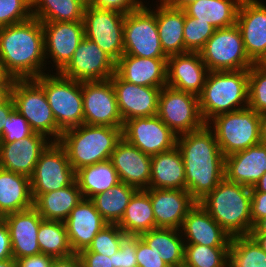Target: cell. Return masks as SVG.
<instances>
[{
    "label": "cell",
    "mask_w": 266,
    "mask_h": 267,
    "mask_svg": "<svg viewBox=\"0 0 266 267\" xmlns=\"http://www.w3.org/2000/svg\"><path fill=\"white\" fill-rule=\"evenodd\" d=\"M185 167L186 190L199 202L225 178V156L210 125L177 136Z\"/></svg>",
    "instance_id": "obj_1"
},
{
    "label": "cell",
    "mask_w": 266,
    "mask_h": 267,
    "mask_svg": "<svg viewBox=\"0 0 266 267\" xmlns=\"http://www.w3.org/2000/svg\"><path fill=\"white\" fill-rule=\"evenodd\" d=\"M42 22L31 19L0 28V61L13 79H35L45 74Z\"/></svg>",
    "instance_id": "obj_2"
},
{
    "label": "cell",
    "mask_w": 266,
    "mask_h": 267,
    "mask_svg": "<svg viewBox=\"0 0 266 267\" xmlns=\"http://www.w3.org/2000/svg\"><path fill=\"white\" fill-rule=\"evenodd\" d=\"M230 236H247L252 230L251 188L224 178L198 202Z\"/></svg>",
    "instance_id": "obj_3"
},
{
    "label": "cell",
    "mask_w": 266,
    "mask_h": 267,
    "mask_svg": "<svg viewBox=\"0 0 266 267\" xmlns=\"http://www.w3.org/2000/svg\"><path fill=\"white\" fill-rule=\"evenodd\" d=\"M123 127L87 125L65 130L58 143L66 150L75 173L86 166L110 159L122 139Z\"/></svg>",
    "instance_id": "obj_4"
},
{
    "label": "cell",
    "mask_w": 266,
    "mask_h": 267,
    "mask_svg": "<svg viewBox=\"0 0 266 267\" xmlns=\"http://www.w3.org/2000/svg\"><path fill=\"white\" fill-rule=\"evenodd\" d=\"M248 88L249 69L209 71L198 96L204 122L207 124L219 114L248 107Z\"/></svg>",
    "instance_id": "obj_5"
},
{
    "label": "cell",
    "mask_w": 266,
    "mask_h": 267,
    "mask_svg": "<svg viewBox=\"0 0 266 267\" xmlns=\"http://www.w3.org/2000/svg\"><path fill=\"white\" fill-rule=\"evenodd\" d=\"M211 129L226 157L261 143V114L249 107L215 116ZM213 122V123H212Z\"/></svg>",
    "instance_id": "obj_6"
},
{
    "label": "cell",
    "mask_w": 266,
    "mask_h": 267,
    "mask_svg": "<svg viewBox=\"0 0 266 267\" xmlns=\"http://www.w3.org/2000/svg\"><path fill=\"white\" fill-rule=\"evenodd\" d=\"M35 80L43 87L58 128L65 130L83 124L82 82L61 75L42 74Z\"/></svg>",
    "instance_id": "obj_7"
},
{
    "label": "cell",
    "mask_w": 266,
    "mask_h": 267,
    "mask_svg": "<svg viewBox=\"0 0 266 267\" xmlns=\"http://www.w3.org/2000/svg\"><path fill=\"white\" fill-rule=\"evenodd\" d=\"M11 97L14 108L34 132L54 137L53 142L60 140L62 131L58 128L43 87L35 79H14Z\"/></svg>",
    "instance_id": "obj_8"
},
{
    "label": "cell",
    "mask_w": 266,
    "mask_h": 267,
    "mask_svg": "<svg viewBox=\"0 0 266 267\" xmlns=\"http://www.w3.org/2000/svg\"><path fill=\"white\" fill-rule=\"evenodd\" d=\"M199 54L209 71H238L254 64L246 53L236 24L216 29Z\"/></svg>",
    "instance_id": "obj_9"
},
{
    "label": "cell",
    "mask_w": 266,
    "mask_h": 267,
    "mask_svg": "<svg viewBox=\"0 0 266 267\" xmlns=\"http://www.w3.org/2000/svg\"><path fill=\"white\" fill-rule=\"evenodd\" d=\"M142 5L125 14L123 28V55L144 58H168L161 47L155 11Z\"/></svg>",
    "instance_id": "obj_10"
},
{
    "label": "cell",
    "mask_w": 266,
    "mask_h": 267,
    "mask_svg": "<svg viewBox=\"0 0 266 267\" xmlns=\"http://www.w3.org/2000/svg\"><path fill=\"white\" fill-rule=\"evenodd\" d=\"M157 116L177 135L196 131L206 124L200 113L199 97L169 86L161 89Z\"/></svg>",
    "instance_id": "obj_11"
},
{
    "label": "cell",
    "mask_w": 266,
    "mask_h": 267,
    "mask_svg": "<svg viewBox=\"0 0 266 267\" xmlns=\"http://www.w3.org/2000/svg\"><path fill=\"white\" fill-rule=\"evenodd\" d=\"M75 180L76 173L68 160L66 150L58 142H52L40 155L30 177L33 201L40 194L57 191L71 185Z\"/></svg>",
    "instance_id": "obj_12"
},
{
    "label": "cell",
    "mask_w": 266,
    "mask_h": 267,
    "mask_svg": "<svg viewBox=\"0 0 266 267\" xmlns=\"http://www.w3.org/2000/svg\"><path fill=\"white\" fill-rule=\"evenodd\" d=\"M125 14L113 10L85 7L84 34L95 42L115 62L123 55V28Z\"/></svg>",
    "instance_id": "obj_13"
},
{
    "label": "cell",
    "mask_w": 266,
    "mask_h": 267,
    "mask_svg": "<svg viewBox=\"0 0 266 267\" xmlns=\"http://www.w3.org/2000/svg\"><path fill=\"white\" fill-rule=\"evenodd\" d=\"M83 123L123 127L116 94L110 79L82 82Z\"/></svg>",
    "instance_id": "obj_14"
},
{
    "label": "cell",
    "mask_w": 266,
    "mask_h": 267,
    "mask_svg": "<svg viewBox=\"0 0 266 267\" xmlns=\"http://www.w3.org/2000/svg\"><path fill=\"white\" fill-rule=\"evenodd\" d=\"M177 136L157 115L127 120L122 129V138L151 157L174 148Z\"/></svg>",
    "instance_id": "obj_15"
},
{
    "label": "cell",
    "mask_w": 266,
    "mask_h": 267,
    "mask_svg": "<svg viewBox=\"0 0 266 267\" xmlns=\"http://www.w3.org/2000/svg\"><path fill=\"white\" fill-rule=\"evenodd\" d=\"M116 72V62L95 42L84 37L72 59L59 72L75 81H102L110 79Z\"/></svg>",
    "instance_id": "obj_16"
},
{
    "label": "cell",
    "mask_w": 266,
    "mask_h": 267,
    "mask_svg": "<svg viewBox=\"0 0 266 267\" xmlns=\"http://www.w3.org/2000/svg\"><path fill=\"white\" fill-rule=\"evenodd\" d=\"M118 109L125 123L137 117H152L158 113L159 95L163 87L139 86L124 81L116 72L110 78Z\"/></svg>",
    "instance_id": "obj_17"
},
{
    "label": "cell",
    "mask_w": 266,
    "mask_h": 267,
    "mask_svg": "<svg viewBox=\"0 0 266 267\" xmlns=\"http://www.w3.org/2000/svg\"><path fill=\"white\" fill-rule=\"evenodd\" d=\"M236 25L248 57L262 63L266 58V5L259 0H241Z\"/></svg>",
    "instance_id": "obj_18"
},
{
    "label": "cell",
    "mask_w": 266,
    "mask_h": 267,
    "mask_svg": "<svg viewBox=\"0 0 266 267\" xmlns=\"http://www.w3.org/2000/svg\"><path fill=\"white\" fill-rule=\"evenodd\" d=\"M42 27L45 57H50L56 66V72H60L72 59L75 50L85 37L84 24L83 22H42Z\"/></svg>",
    "instance_id": "obj_19"
},
{
    "label": "cell",
    "mask_w": 266,
    "mask_h": 267,
    "mask_svg": "<svg viewBox=\"0 0 266 267\" xmlns=\"http://www.w3.org/2000/svg\"><path fill=\"white\" fill-rule=\"evenodd\" d=\"M47 139V136L33 132L21 141L0 143V168L31 177L40 155L53 142L51 138Z\"/></svg>",
    "instance_id": "obj_20"
},
{
    "label": "cell",
    "mask_w": 266,
    "mask_h": 267,
    "mask_svg": "<svg viewBox=\"0 0 266 267\" xmlns=\"http://www.w3.org/2000/svg\"><path fill=\"white\" fill-rule=\"evenodd\" d=\"M155 217V228L180 230L197 201L187 190L147 188Z\"/></svg>",
    "instance_id": "obj_21"
},
{
    "label": "cell",
    "mask_w": 266,
    "mask_h": 267,
    "mask_svg": "<svg viewBox=\"0 0 266 267\" xmlns=\"http://www.w3.org/2000/svg\"><path fill=\"white\" fill-rule=\"evenodd\" d=\"M208 72L199 52L171 55L167 59L166 86L199 96Z\"/></svg>",
    "instance_id": "obj_22"
},
{
    "label": "cell",
    "mask_w": 266,
    "mask_h": 267,
    "mask_svg": "<svg viewBox=\"0 0 266 267\" xmlns=\"http://www.w3.org/2000/svg\"><path fill=\"white\" fill-rule=\"evenodd\" d=\"M110 161L120 181L138 190L149 188L151 178V156L122 138L115 146Z\"/></svg>",
    "instance_id": "obj_23"
},
{
    "label": "cell",
    "mask_w": 266,
    "mask_h": 267,
    "mask_svg": "<svg viewBox=\"0 0 266 267\" xmlns=\"http://www.w3.org/2000/svg\"><path fill=\"white\" fill-rule=\"evenodd\" d=\"M2 219L10 233L12 256L15 260L41 253L37 234L43 218L34 207L7 214Z\"/></svg>",
    "instance_id": "obj_24"
},
{
    "label": "cell",
    "mask_w": 266,
    "mask_h": 267,
    "mask_svg": "<svg viewBox=\"0 0 266 267\" xmlns=\"http://www.w3.org/2000/svg\"><path fill=\"white\" fill-rule=\"evenodd\" d=\"M73 253L88 249L96 234L108 223L90 199L83 198L64 221Z\"/></svg>",
    "instance_id": "obj_25"
},
{
    "label": "cell",
    "mask_w": 266,
    "mask_h": 267,
    "mask_svg": "<svg viewBox=\"0 0 266 267\" xmlns=\"http://www.w3.org/2000/svg\"><path fill=\"white\" fill-rule=\"evenodd\" d=\"M180 229L181 235L187 239L184 240V244L229 247L231 242V236L198 202L187 213Z\"/></svg>",
    "instance_id": "obj_26"
},
{
    "label": "cell",
    "mask_w": 266,
    "mask_h": 267,
    "mask_svg": "<svg viewBox=\"0 0 266 267\" xmlns=\"http://www.w3.org/2000/svg\"><path fill=\"white\" fill-rule=\"evenodd\" d=\"M266 172V145L247 148L225 157V178L234 183L254 187Z\"/></svg>",
    "instance_id": "obj_27"
},
{
    "label": "cell",
    "mask_w": 266,
    "mask_h": 267,
    "mask_svg": "<svg viewBox=\"0 0 266 267\" xmlns=\"http://www.w3.org/2000/svg\"><path fill=\"white\" fill-rule=\"evenodd\" d=\"M168 58H144L122 55L116 62V73L139 86L164 87L167 82Z\"/></svg>",
    "instance_id": "obj_28"
},
{
    "label": "cell",
    "mask_w": 266,
    "mask_h": 267,
    "mask_svg": "<svg viewBox=\"0 0 266 267\" xmlns=\"http://www.w3.org/2000/svg\"><path fill=\"white\" fill-rule=\"evenodd\" d=\"M149 188L186 190V175L177 146L151 157Z\"/></svg>",
    "instance_id": "obj_29"
},
{
    "label": "cell",
    "mask_w": 266,
    "mask_h": 267,
    "mask_svg": "<svg viewBox=\"0 0 266 267\" xmlns=\"http://www.w3.org/2000/svg\"><path fill=\"white\" fill-rule=\"evenodd\" d=\"M33 207L30 177L0 168V216Z\"/></svg>",
    "instance_id": "obj_30"
},
{
    "label": "cell",
    "mask_w": 266,
    "mask_h": 267,
    "mask_svg": "<svg viewBox=\"0 0 266 267\" xmlns=\"http://www.w3.org/2000/svg\"><path fill=\"white\" fill-rule=\"evenodd\" d=\"M156 23L164 53L167 56L185 53L184 9L173 8L160 3L156 9Z\"/></svg>",
    "instance_id": "obj_31"
},
{
    "label": "cell",
    "mask_w": 266,
    "mask_h": 267,
    "mask_svg": "<svg viewBox=\"0 0 266 267\" xmlns=\"http://www.w3.org/2000/svg\"><path fill=\"white\" fill-rule=\"evenodd\" d=\"M82 192L75 180L71 185L57 191L40 194L34 201L33 207L46 220L65 221L71 210L83 200Z\"/></svg>",
    "instance_id": "obj_32"
},
{
    "label": "cell",
    "mask_w": 266,
    "mask_h": 267,
    "mask_svg": "<svg viewBox=\"0 0 266 267\" xmlns=\"http://www.w3.org/2000/svg\"><path fill=\"white\" fill-rule=\"evenodd\" d=\"M117 225L126 235L133 236L155 229L152 203L146 189L137 190L133 194Z\"/></svg>",
    "instance_id": "obj_33"
},
{
    "label": "cell",
    "mask_w": 266,
    "mask_h": 267,
    "mask_svg": "<svg viewBox=\"0 0 266 267\" xmlns=\"http://www.w3.org/2000/svg\"><path fill=\"white\" fill-rule=\"evenodd\" d=\"M241 0H197L188 4L185 13L197 21L209 22L216 29L236 24Z\"/></svg>",
    "instance_id": "obj_34"
},
{
    "label": "cell",
    "mask_w": 266,
    "mask_h": 267,
    "mask_svg": "<svg viewBox=\"0 0 266 267\" xmlns=\"http://www.w3.org/2000/svg\"><path fill=\"white\" fill-rule=\"evenodd\" d=\"M76 181L86 199H91L121 182L110 159L79 169L76 172Z\"/></svg>",
    "instance_id": "obj_35"
},
{
    "label": "cell",
    "mask_w": 266,
    "mask_h": 267,
    "mask_svg": "<svg viewBox=\"0 0 266 267\" xmlns=\"http://www.w3.org/2000/svg\"><path fill=\"white\" fill-rule=\"evenodd\" d=\"M178 229L155 228L140 235L151 249L158 250L160 257L169 267L184 263V239ZM183 239V240H182Z\"/></svg>",
    "instance_id": "obj_36"
},
{
    "label": "cell",
    "mask_w": 266,
    "mask_h": 267,
    "mask_svg": "<svg viewBox=\"0 0 266 267\" xmlns=\"http://www.w3.org/2000/svg\"><path fill=\"white\" fill-rule=\"evenodd\" d=\"M137 190L134 186L119 182L107 191L93 196L90 200L108 224H117Z\"/></svg>",
    "instance_id": "obj_37"
},
{
    "label": "cell",
    "mask_w": 266,
    "mask_h": 267,
    "mask_svg": "<svg viewBox=\"0 0 266 267\" xmlns=\"http://www.w3.org/2000/svg\"><path fill=\"white\" fill-rule=\"evenodd\" d=\"M84 8L77 0H32V16L41 22H83Z\"/></svg>",
    "instance_id": "obj_38"
},
{
    "label": "cell",
    "mask_w": 266,
    "mask_h": 267,
    "mask_svg": "<svg viewBox=\"0 0 266 267\" xmlns=\"http://www.w3.org/2000/svg\"><path fill=\"white\" fill-rule=\"evenodd\" d=\"M37 240L41 253L53 258H62L74 254L63 221L43 219L39 226Z\"/></svg>",
    "instance_id": "obj_39"
},
{
    "label": "cell",
    "mask_w": 266,
    "mask_h": 267,
    "mask_svg": "<svg viewBox=\"0 0 266 267\" xmlns=\"http://www.w3.org/2000/svg\"><path fill=\"white\" fill-rule=\"evenodd\" d=\"M228 267H266V252L250 235L232 237Z\"/></svg>",
    "instance_id": "obj_40"
},
{
    "label": "cell",
    "mask_w": 266,
    "mask_h": 267,
    "mask_svg": "<svg viewBox=\"0 0 266 267\" xmlns=\"http://www.w3.org/2000/svg\"><path fill=\"white\" fill-rule=\"evenodd\" d=\"M229 247L184 245V265L187 267H228Z\"/></svg>",
    "instance_id": "obj_41"
},
{
    "label": "cell",
    "mask_w": 266,
    "mask_h": 267,
    "mask_svg": "<svg viewBox=\"0 0 266 267\" xmlns=\"http://www.w3.org/2000/svg\"><path fill=\"white\" fill-rule=\"evenodd\" d=\"M248 107L266 113V66L254 63L249 68Z\"/></svg>",
    "instance_id": "obj_42"
},
{
    "label": "cell",
    "mask_w": 266,
    "mask_h": 267,
    "mask_svg": "<svg viewBox=\"0 0 266 267\" xmlns=\"http://www.w3.org/2000/svg\"><path fill=\"white\" fill-rule=\"evenodd\" d=\"M216 28L209 22L197 21L185 13L183 37L186 52H199Z\"/></svg>",
    "instance_id": "obj_43"
},
{
    "label": "cell",
    "mask_w": 266,
    "mask_h": 267,
    "mask_svg": "<svg viewBox=\"0 0 266 267\" xmlns=\"http://www.w3.org/2000/svg\"><path fill=\"white\" fill-rule=\"evenodd\" d=\"M125 236L117 224H107L96 234L88 249L81 252H95L110 257L119 250Z\"/></svg>",
    "instance_id": "obj_44"
},
{
    "label": "cell",
    "mask_w": 266,
    "mask_h": 267,
    "mask_svg": "<svg viewBox=\"0 0 266 267\" xmlns=\"http://www.w3.org/2000/svg\"><path fill=\"white\" fill-rule=\"evenodd\" d=\"M32 17V0H0V28L25 22Z\"/></svg>",
    "instance_id": "obj_45"
},
{
    "label": "cell",
    "mask_w": 266,
    "mask_h": 267,
    "mask_svg": "<svg viewBox=\"0 0 266 267\" xmlns=\"http://www.w3.org/2000/svg\"><path fill=\"white\" fill-rule=\"evenodd\" d=\"M33 132L27 120L14 108L3 121V133L0 143L21 141Z\"/></svg>",
    "instance_id": "obj_46"
},
{
    "label": "cell",
    "mask_w": 266,
    "mask_h": 267,
    "mask_svg": "<svg viewBox=\"0 0 266 267\" xmlns=\"http://www.w3.org/2000/svg\"><path fill=\"white\" fill-rule=\"evenodd\" d=\"M113 267H138L136 260V236L126 235L119 250L113 254Z\"/></svg>",
    "instance_id": "obj_47"
},
{
    "label": "cell",
    "mask_w": 266,
    "mask_h": 267,
    "mask_svg": "<svg viewBox=\"0 0 266 267\" xmlns=\"http://www.w3.org/2000/svg\"><path fill=\"white\" fill-rule=\"evenodd\" d=\"M136 260L138 267H169L159 251L151 249L140 236H136Z\"/></svg>",
    "instance_id": "obj_48"
},
{
    "label": "cell",
    "mask_w": 266,
    "mask_h": 267,
    "mask_svg": "<svg viewBox=\"0 0 266 267\" xmlns=\"http://www.w3.org/2000/svg\"><path fill=\"white\" fill-rule=\"evenodd\" d=\"M143 4L141 0H93L91 6L127 14L137 10Z\"/></svg>",
    "instance_id": "obj_49"
},
{
    "label": "cell",
    "mask_w": 266,
    "mask_h": 267,
    "mask_svg": "<svg viewBox=\"0 0 266 267\" xmlns=\"http://www.w3.org/2000/svg\"><path fill=\"white\" fill-rule=\"evenodd\" d=\"M83 267H113V255L108 257L95 252L79 253Z\"/></svg>",
    "instance_id": "obj_50"
},
{
    "label": "cell",
    "mask_w": 266,
    "mask_h": 267,
    "mask_svg": "<svg viewBox=\"0 0 266 267\" xmlns=\"http://www.w3.org/2000/svg\"><path fill=\"white\" fill-rule=\"evenodd\" d=\"M266 217V193L251 192L252 227L259 220Z\"/></svg>",
    "instance_id": "obj_51"
},
{
    "label": "cell",
    "mask_w": 266,
    "mask_h": 267,
    "mask_svg": "<svg viewBox=\"0 0 266 267\" xmlns=\"http://www.w3.org/2000/svg\"><path fill=\"white\" fill-rule=\"evenodd\" d=\"M54 258L44 253L16 259L17 267H52Z\"/></svg>",
    "instance_id": "obj_52"
},
{
    "label": "cell",
    "mask_w": 266,
    "mask_h": 267,
    "mask_svg": "<svg viewBox=\"0 0 266 267\" xmlns=\"http://www.w3.org/2000/svg\"><path fill=\"white\" fill-rule=\"evenodd\" d=\"M12 247L10 240V233L4 220L0 219V261L5 259H11Z\"/></svg>",
    "instance_id": "obj_53"
},
{
    "label": "cell",
    "mask_w": 266,
    "mask_h": 267,
    "mask_svg": "<svg viewBox=\"0 0 266 267\" xmlns=\"http://www.w3.org/2000/svg\"><path fill=\"white\" fill-rule=\"evenodd\" d=\"M52 267H83L79 254H72L67 257L54 258Z\"/></svg>",
    "instance_id": "obj_54"
},
{
    "label": "cell",
    "mask_w": 266,
    "mask_h": 267,
    "mask_svg": "<svg viewBox=\"0 0 266 267\" xmlns=\"http://www.w3.org/2000/svg\"><path fill=\"white\" fill-rule=\"evenodd\" d=\"M14 109V102L10 96L4 103L0 104V139L3 133V121L9 116Z\"/></svg>",
    "instance_id": "obj_55"
},
{
    "label": "cell",
    "mask_w": 266,
    "mask_h": 267,
    "mask_svg": "<svg viewBox=\"0 0 266 267\" xmlns=\"http://www.w3.org/2000/svg\"><path fill=\"white\" fill-rule=\"evenodd\" d=\"M197 0H160V3L173 8L184 9L188 4Z\"/></svg>",
    "instance_id": "obj_56"
},
{
    "label": "cell",
    "mask_w": 266,
    "mask_h": 267,
    "mask_svg": "<svg viewBox=\"0 0 266 267\" xmlns=\"http://www.w3.org/2000/svg\"><path fill=\"white\" fill-rule=\"evenodd\" d=\"M14 79L6 72L0 61V86H12Z\"/></svg>",
    "instance_id": "obj_57"
},
{
    "label": "cell",
    "mask_w": 266,
    "mask_h": 267,
    "mask_svg": "<svg viewBox=\"0 0 266 267\" xmlns=\"http://www.w3.org/2000/svg\"><path fill=\"white\" fill-rule=\"evenodd\" d=\"M250 234H266V217L259 219L253 225Z\"/></svg>",
    "instance_id": "obj_58"
},
{
    "label": "cell",
    "mask_w": 266,
    "mask_h": 267,
    "mask_svg": "<svg viewBox=\"0 0 266 267\" xmlns=\"http://www.w3.org/2000/svg\"><path fill=\"white\" fill-rule=\"evenodd\" d=\"M251 192H265L266 193V172L262 175L257 184L251 188Z\"/></svg>",
    "instance_id": "obj_59"
},
{
    "label": "cell",
    "mask_w": 266,
    "mask_h": 267,
    "mask_svg": "<svg viewBox=\"0 0 266 267\" xmlns=\"http://www.w3.org/2000/svg\"><path fill=\"white\" fill-rule=\"evenodd\" d=\"M12 86H0V104L4 103L11 96Z\"/></svg>",
    "instance_id": "obj_60"
},
{
    "label": "cell",
    "mask_w": 266,
    "mask_h": 267,
    "mask_svg": "<svg viewBox=\"0 0 266 267\" xmlns=\"http://www.w3.org/2000/svg\"><path fill=\"white\" fill-rule=\"evenodd\" d=\"M261 143L266 145V113L261 114Z\"/></svg>",
    "instance_id": "obj_61"
},
{
    "label": "cell",
    "mask_w": 266,
    "mask_h": 267,
    "mask_svg": "<svg viewBox=\"0 0 266 267\" xmlns=\"http://www.w3.org/2000/svg\"><path fill=\"white\" fill-rule=\"evenodd\" d=\"M266 252V234H250Z\"/></svg>",
    "instance_id": "obj_62"
},
{
    "label": "cell",
    "mask_w": 266,
    "mask_h": 267,
    "mask_svg": "<svg viewBox=\"0 0 266 267\" xmlns=\"http://www.w3.org/2000/svg\"><path fill=\"white\" fill-rule=\"evenodd\" d=\"M0 267H17V263L14 258L5 259L0 261Z\"/></svg>",
    "instance_id": "obj_63"
},
{
    "label": "cell",
    "mask_w": 266,
    "mask_h": 267,
    "mask_svg": "<svg viewBox=\"0 0 266 267\" xmlns=\"http://www.w3.org/2000/svg\"><path fill=\"white\" fill-rule=\"evenodd\" d=\"M79 3H81L84 7H90L92 5L93 0H77Z\"/></svg>",
    "instance_id": "obj_64"
},
{
    "label": "cell",
    "mask_w": 266,
    "mask_h": 267,
    "mask_svg": "<svg viewBox=\"0 0 266 267\" xmlns=\"http://www.w3.org/2000/svg\"><path fill=\"white\" fill-rule=\"evenodd\" d=\"M262 64L266 66V58L263 60Z\"/></svg>",
    "instance_id": "obj_65"
}]
</instances>
